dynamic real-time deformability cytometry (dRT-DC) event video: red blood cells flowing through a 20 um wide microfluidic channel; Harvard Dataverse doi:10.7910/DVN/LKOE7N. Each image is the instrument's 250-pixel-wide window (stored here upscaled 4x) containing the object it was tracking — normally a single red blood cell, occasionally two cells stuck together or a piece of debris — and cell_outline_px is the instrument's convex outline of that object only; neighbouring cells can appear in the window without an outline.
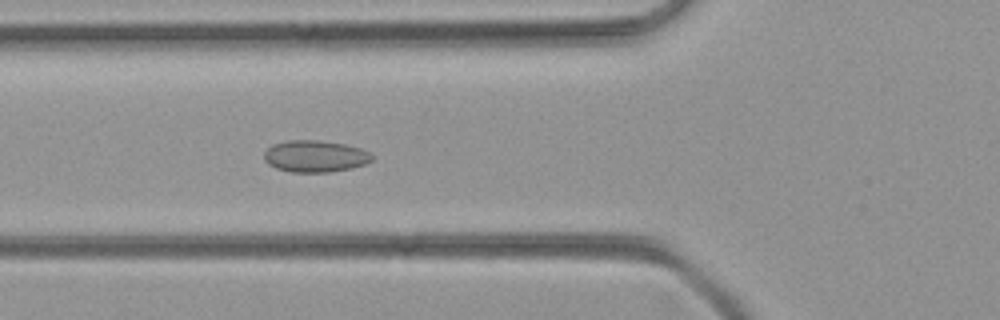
{"species": "common noctule bat (a hibernating species)", "species_latin": "Nyctalus noctula", "temperature_condition": "room temperature", "stored_images_in_passage": 36, "camera_frame_rate_fps": 3000, "um_per_image_px": 0.085, "animal": {"sex": "female", "body_mass_g": 21.9}, "frame": {"image": 1, "passage_image": 3, "time_ms": 0.667, "image_size_px": [1000, 320], "cell_outline_px": [[372, 160], [364, 164], [352, 168], [328, 172], [292, 172], [276, 168], [268, 164], [264, 160], [264, 152], [272, 144], [284, 140], [316, 140], [344, 144], [360, 148], [368, 152], [372, 156]], "centroid_in_image_um": [26.74, 13.28], "position_along_channel_um": 99.1, "area_um2": 19.94}}
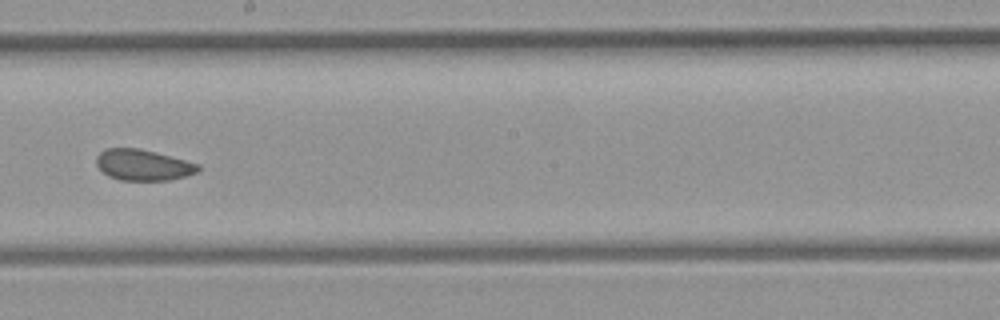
{"frame": {"image": 2, "passage_image": 13, "time_ms": 4.0, "image_size_px": [1000, 320], "cell_outline_px": [[200, 168], [196, 172], [184, 176], [168, 180], [120, 180], [108, 176], [96, 164], [96, 156], [104, 148], [140, 148], [156, 152], [200, 164]], "centroid_in_image_um": [12.14, 14.01], "position_along_channel_um": 236.1, "area_um2": 18.32}}
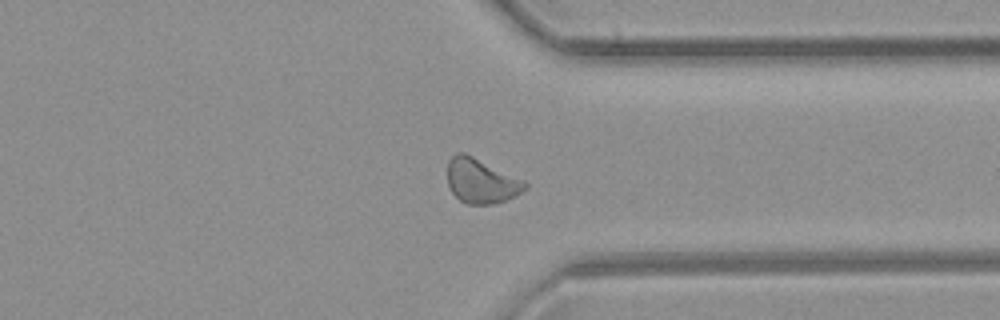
{"frame": {"image": 3, "passage_image": 23, "time_ms": 7.333, "image_size_px": [1000, 320], "cell_outline_px": [[528, 184], [516, 196], [492, 204], [468, 204], [460, 200], [452, 192], [448, 184], [448, 160], [456, 152], [464, 152], [524, 180]], "centroid_in_image_um": [40.87, 15.37], "position_along_channel_um": 370.5, "area_um2": 19.94}}